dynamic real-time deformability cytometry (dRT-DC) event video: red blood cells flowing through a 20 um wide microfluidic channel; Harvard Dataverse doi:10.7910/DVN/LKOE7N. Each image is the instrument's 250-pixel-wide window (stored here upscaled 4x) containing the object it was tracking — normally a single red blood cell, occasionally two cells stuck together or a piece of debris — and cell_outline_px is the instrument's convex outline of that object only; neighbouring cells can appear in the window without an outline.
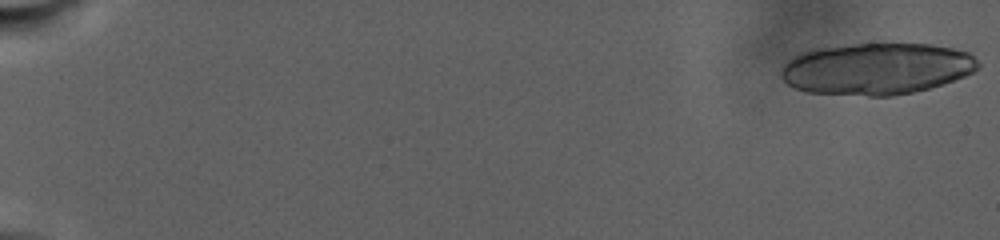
{"species": "human", "species_latin": "Homo sapiens", "temperature_condition": "warm", "stored_images_in_passage": 19, "camera_frame_rate_fps": 3000, "um_per_image_px": 0.085, "donor": {"sex": "male"}, "frame": {"image": 1, "passage_image": 1, "time_ms": 0.0, "image_size_px": [1000, 240], "cell_outline_px": [[980, 68], [964, 76], [928, 88], [912, 92], [892, 96], [868, 96], [808, 92], [792, 88], [780, 76], [780, 68], [788, 60], [804, 52], [816, 48], [852, 44], [932, 44], [952, 48], [968, 52], [980, 64]], "centroid_in_image_um": [74.48, 5.85], "position_along_channel_um": 10.5, "area_um2": 59.19}}
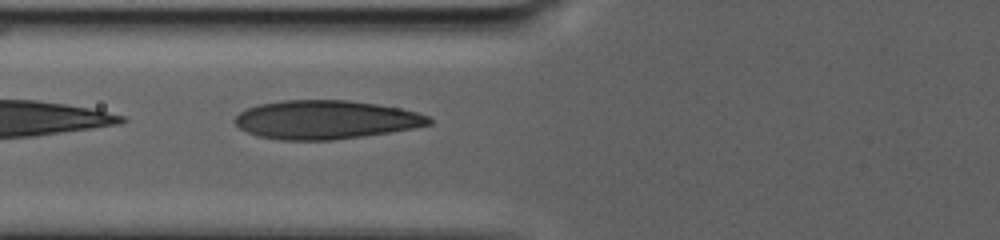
{"frame": {"image": 2, "passage_image": 19, "time_ms": 13.333, "image_size_px": [1000, 240], "cell_outline_px": [[432, 124], [412, 128], [364, 136], [332, 140], [280, 140], [256, 136], [240, 128], [232, 120], [244, 108], [260, 104], [280, 100], [348, 100], [376, 104], [400, 108], [416, 112], [428, 116], [432, 120]], "centroid_in_image_um": [27.64, 10.17], "position_along_channel_um": 98.2, "area_um2": 43.81}}